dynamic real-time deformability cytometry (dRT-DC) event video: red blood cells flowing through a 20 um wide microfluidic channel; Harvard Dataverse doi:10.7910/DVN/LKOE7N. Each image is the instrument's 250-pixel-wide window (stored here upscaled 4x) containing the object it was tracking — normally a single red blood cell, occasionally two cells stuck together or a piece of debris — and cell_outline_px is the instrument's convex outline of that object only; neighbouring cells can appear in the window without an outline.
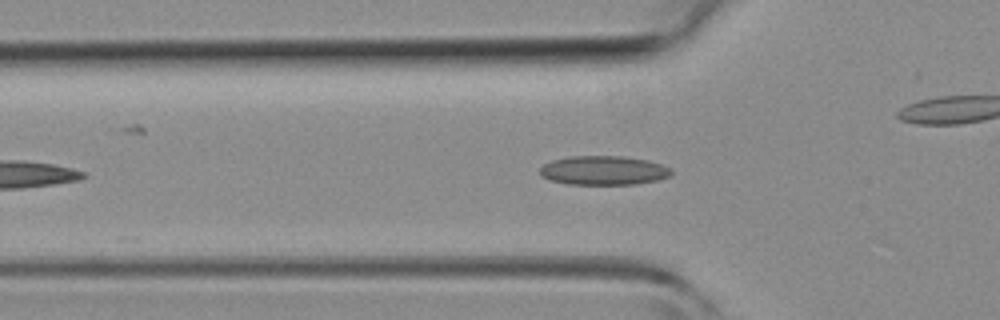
{"species": "common noctule bat (a hibernating species)", "species_latin": "Nyctalus noctula", "temperature_condition": "room temperature", "stored_images_in_passage": 34, "camera_frame_rate_fps": 3000, "um_per_image_px": 0.085, "animal": {"sex": "female", "body_mass_g": 19.3, "forearm_length_mm": 54.1}, "frame": {"image": 1, "passage_image": 8, "time_ms": 2.333, "image_size_px": [1000, 320], "cell_outline_px": [[672, 176], [656, 180], [636, 184], [568, 184], [548, 180], [540, 176], [540, 168], [544, 164], [552, 160], [568, 156], [624, 156], [648, 160], [672, 168]], "centroid_in_image_um": [51.3, 14.48], "position_along_channel_um": 74.5, "area_um2": 22.48}}
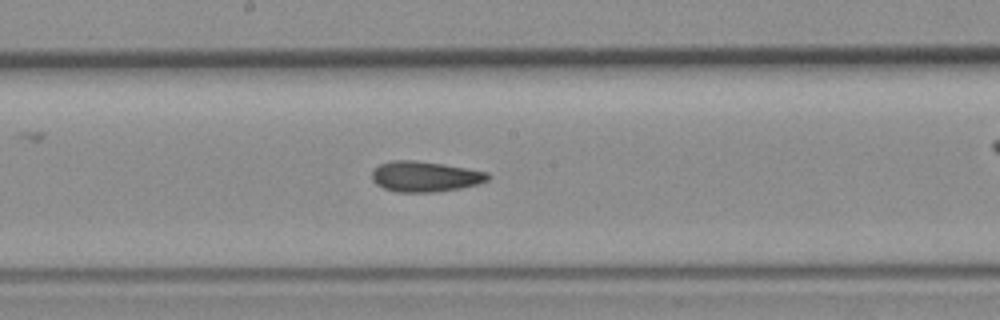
{"frame": {"image": 2, "passage_image": 17, "time_ms": 5.333, "image_size_px": [1000, 320], "cell_outline_px": [[492, 176], [488, 180], [480, 184], [460, 188], [436, 192], [396, 192], [384, 188], [376, 184], [372, 180], [372, 172], [380, 164], [392, 160], [416, 160], [468, 168], [488, 172]], "centroid_in_image_um": [36.16, 15.01], "position_along_channel_um": 212.0, "area_um2": 20.75}}
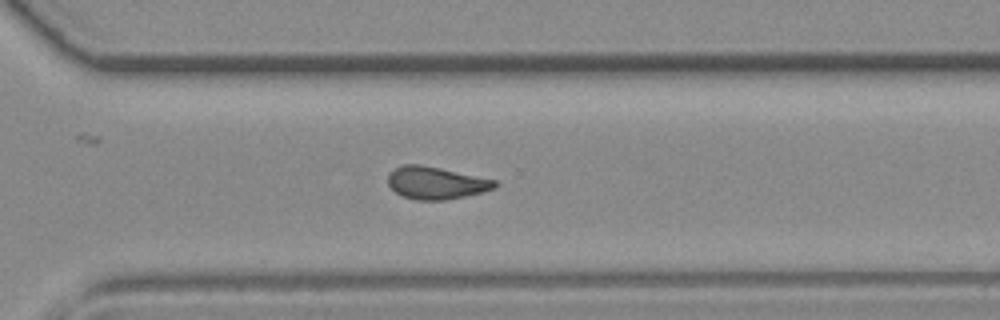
{"frame": {"image": 3, "passage_image": 25, "time_ms": 8.0, "image_size_px": [1000, 320], "cell_outline_px": [[500, 184], [496, 188], [484, 192], [444, 200], [416, 200], [400, 196], [388, 184], [388, 176], [396, 168], [404, 164], [420, 164], [440, 168], [496, 180]], "centroid_in_image_um": [37.09, 15.55], "position_along_channel_um": 333.5, "area_um2": 20.17}}